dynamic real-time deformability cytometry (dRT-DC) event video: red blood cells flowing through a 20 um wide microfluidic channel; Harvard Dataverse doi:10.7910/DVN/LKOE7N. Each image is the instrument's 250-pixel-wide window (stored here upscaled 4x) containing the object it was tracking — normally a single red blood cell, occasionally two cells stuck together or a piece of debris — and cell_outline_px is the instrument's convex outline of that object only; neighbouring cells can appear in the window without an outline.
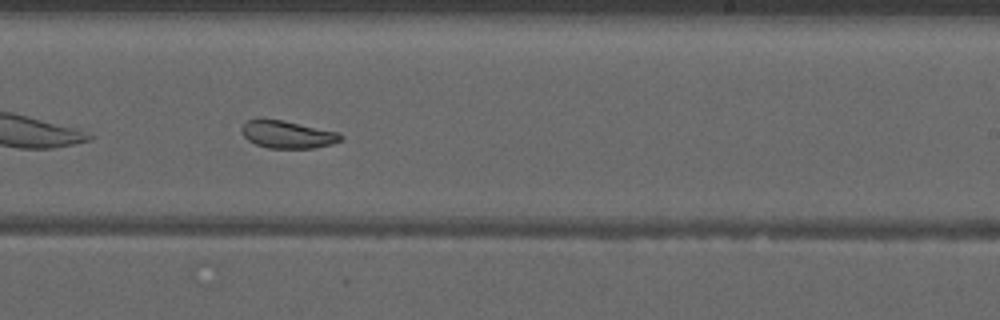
{"species": "common noctule bat (a hibernating species)", "species_latin": "Nyctalus noctula", "temperature_condition": "warm", "stored_images_in_passage": 36, "camera_frame_rate_fps": 3000, "um_per_image_px": 0.085, "animal": {"sex": "male", "forearm_length_mm": 52.5}, "frame": {"image": 1, "passage_image": 16, "time_ms": 5.0, "image_size_px": [1000, 320], "cell_outline_px": [[344, 136], [340, 140], [332, 144], [312, 148], [268, 148], [256, 144], [248, 140], [244, 136], [240, 128], [248, 120], [284, 120], [340, 132]], "centroid_in_image_um": [24.48, 11.44], "position_along_channel_um": 264.5, "area_um2": 15.78}}